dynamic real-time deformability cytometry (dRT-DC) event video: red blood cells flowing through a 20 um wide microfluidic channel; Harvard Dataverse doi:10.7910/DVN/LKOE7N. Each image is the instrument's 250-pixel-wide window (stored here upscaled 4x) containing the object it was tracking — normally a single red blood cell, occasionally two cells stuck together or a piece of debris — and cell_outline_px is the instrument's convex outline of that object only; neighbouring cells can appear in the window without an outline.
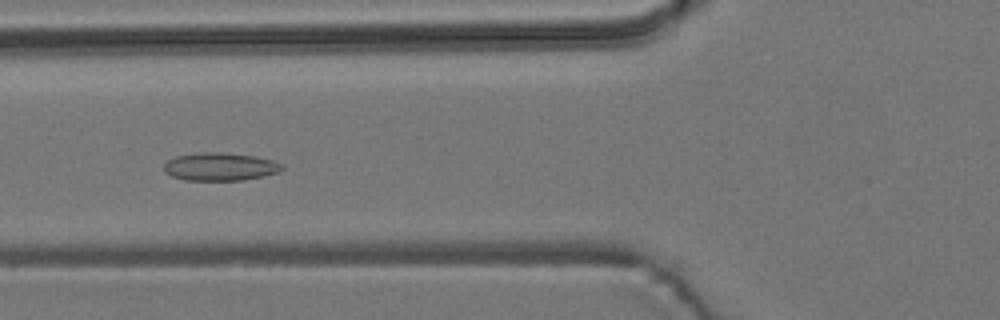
{"species": "common noctule bat (a hibernating species)", "species_latin": "Nyctalus noctula", "temperature_condition": "room temperature", "stored_images_in_passage": 35, "camera_frame_rate_fps": 3000, "um_per_image_px": 0.085, "animal": {"sex": "male", "body_mass_g": 19.2, "forearm_length_mm": 51.8}, "frame": {"image": 1, "passage_image": 10, "time_ms": 3.0, "image_size_px": [1000, 320], "cell_outline_px": [[284, 168], [276, 172], [264, 176], [244, 180], [184, 180], [172, 176], [164, 172], [164, 164], [168, 160], [176, 156], [200, 152], [220, 152], [256, 156], [272, 160], [280, 164]], "centroid_in_image_um": [18.68, 14.16], "position_along_channel_um": 107.1, "area_um2": 19.19}}
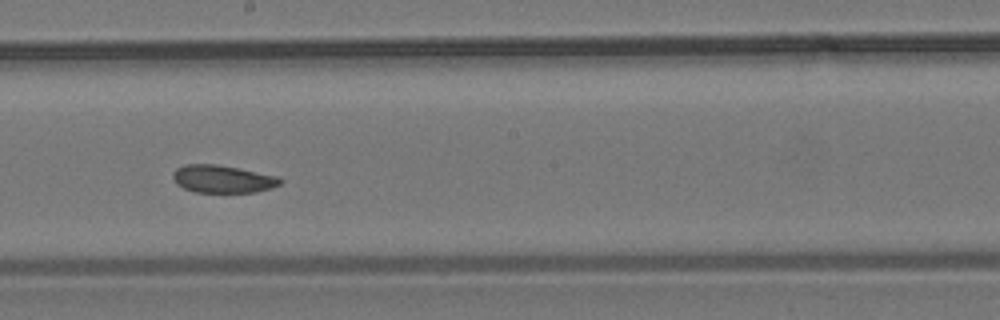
{"frame": {"image": 2, "passage_image": 20, "time_ms": 6.333, "image_size_px": [1000, 320], "cell_outline_px": [[284, 180], [280, 184], [272, 188], [256, 192], [196, 192], [184, 188], [176, 184], [172, 176], [172, 172], [176, 168], [184, 164], [216, 164], [280, 176]], "centroid_in_image_um": [18.94, 15.21], "position_along_channel_um": 229.3, "area_um2": 17.46}}
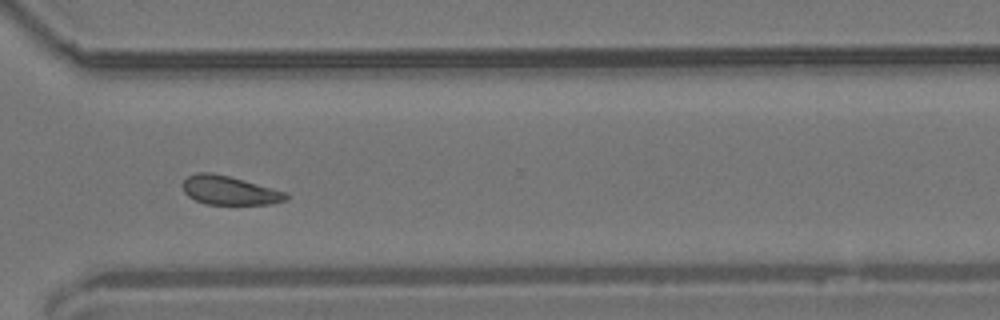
{"frame": {"image": 3, "passage_image": 30, "time_ms": 9.667, "image_size_px": [1000, 320], "cell_outline_px": [[288, 200], [272, 204], [204, 204], [188, 196], [184, 192], [180, 184], [188, 176], [196, 172], [212, 172], [244, 180], [288, 192]], "centroid_in_image_um": [19.49, 16.18], "position_along_channel_um": 351.1, "area_um2": 17.57}, "authors_computed_cell_mechanics": {"area_um2": 17.918, "velocity_mm_per_s": 3.6574, "shape_relaxation_time_tau1_ms": null, "shape_relaxation_time_tau2_ms": 3.3285, "deformation_change_tau1": null, "deformation_change_tau2": 0.0772}}